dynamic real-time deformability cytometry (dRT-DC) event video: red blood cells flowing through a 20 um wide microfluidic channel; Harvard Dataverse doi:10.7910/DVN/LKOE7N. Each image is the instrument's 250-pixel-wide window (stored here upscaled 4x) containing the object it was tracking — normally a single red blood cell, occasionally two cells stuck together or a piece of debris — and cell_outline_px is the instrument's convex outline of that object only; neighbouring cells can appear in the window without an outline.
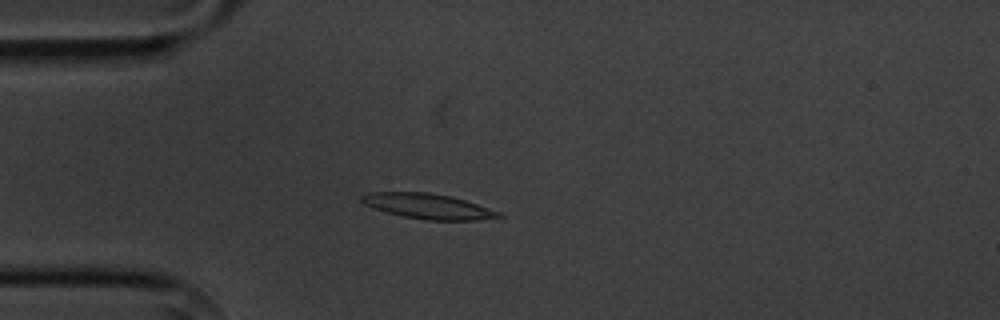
{"species": "common noctule bat (a hibernating species)", "species_latin": "Nyctalus noctula", "temperature_condition": "cold", "stored_images_in_passage": 5, "camera_frame_rate_fps": 3000, "um_per_image_px": 0.085, "animal": {"sex": "male", "body_mass_g": 20.1, "forearm_length_mm": 53.5}, "frame": {"image": 1, "passage_image": 5, "time_ms": 4.667, "image_size_px": [1000, 320], "cell_outline_px": [[504, 216], [476, 220], [424, 220], [404, 216], [372, 208], [364, 204], [360, 200], [360, 196], [368, 192], [428, 192], [452, 196], [500, 212]], "centroid_in_image_um": [36.34, 17.52], "position_along_channel_um": 48.7, "area_um2": 20.0}}